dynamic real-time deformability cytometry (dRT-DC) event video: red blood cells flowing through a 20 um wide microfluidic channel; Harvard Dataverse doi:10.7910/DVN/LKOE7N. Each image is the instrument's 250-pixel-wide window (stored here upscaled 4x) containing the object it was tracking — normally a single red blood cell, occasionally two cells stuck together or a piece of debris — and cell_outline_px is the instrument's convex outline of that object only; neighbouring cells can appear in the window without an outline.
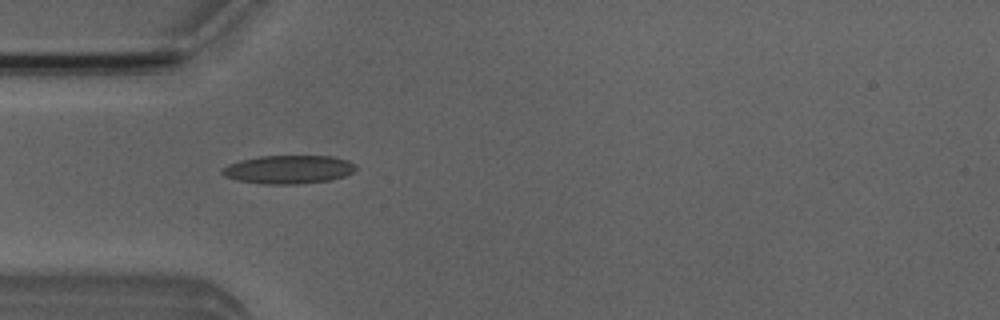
{"species": "Egyptian fruit bat (a non-hibernating species)", "species_latin": "Rousettus aegyptiacus", "temperature_condition": "room temperature", "stored_images_in_passage": 37, "camera_frame_rate_fps": 3000, "um_per_image_px": 0.085, "animal": {"sex": "male"}, "frame": {"image": 1, "passage_image": 1, "time_ms": 0.0, "image_size_px": [1000, 320], "cell_outline_px": [[356, 168], [352, 172], [344, 176], [328, 180], [300, 184], [264, 184], [236, 180], [224, 176], [220, 172], [228, 164], [240, 160], [260, 156], [332, 156], [348, 160], [356, 164]], "centroid_in_image_um": [24.51, 14.4], "position_along_channel_um": 60.5, "area_um2": 22.14}}
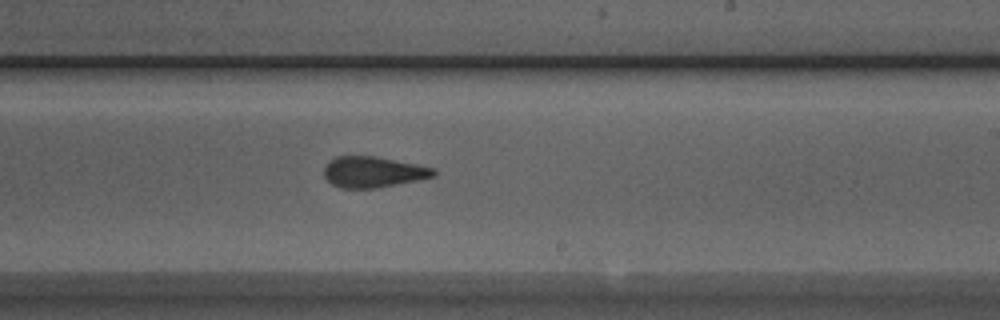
{"frame": {"image": 2, "passage_image": 16, "time_ms": 5.0, "image_size_px": [1000, 320], "cell_outline_px": [[436, 176], [376, 188], [340, 188], [332, 184], [324, 176], [324, 168], [328, 160], [336, 156], [376, 156], [436, 168]], "centroid_in_image_um": [31.7, 14.61], "position_along_channel_um": 257.3, "area_um2": 19.77}}
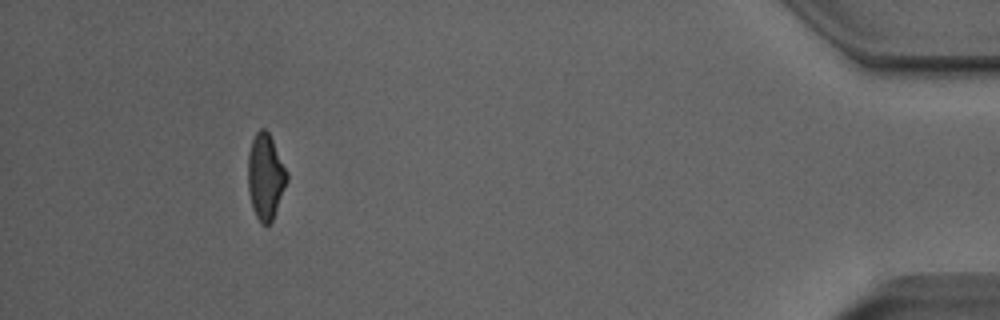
{"frame": {"image": 3, "passage_image": 33, "time_ms": 10.667, "image_size_px": [1000, 320], "cell_outline_px": [[288, 180], [272, 220], [268, 224], [260, 224], [252, 208], [248, 192], [248, 152], [252, 140], [256, 132], [260, 128], [264, 128], [268, 132], [288, 172]], "centroid_in_image_um": [22.55, 15.01], "position_along_channel_um": 412.6, "area_um2": 19.42}, "authors_computed_cell_mechanics": {"area_um2": 20.23, "velocity_mm_per_s": 3.9671, "shape_relaxation_time_tau1_ms": 10.7331, "shape_relaxation_time_tau2_ms": 1.9859, "deformation_change_tau1": 0.2338, "deformation_change_tau2": 0.1096}}